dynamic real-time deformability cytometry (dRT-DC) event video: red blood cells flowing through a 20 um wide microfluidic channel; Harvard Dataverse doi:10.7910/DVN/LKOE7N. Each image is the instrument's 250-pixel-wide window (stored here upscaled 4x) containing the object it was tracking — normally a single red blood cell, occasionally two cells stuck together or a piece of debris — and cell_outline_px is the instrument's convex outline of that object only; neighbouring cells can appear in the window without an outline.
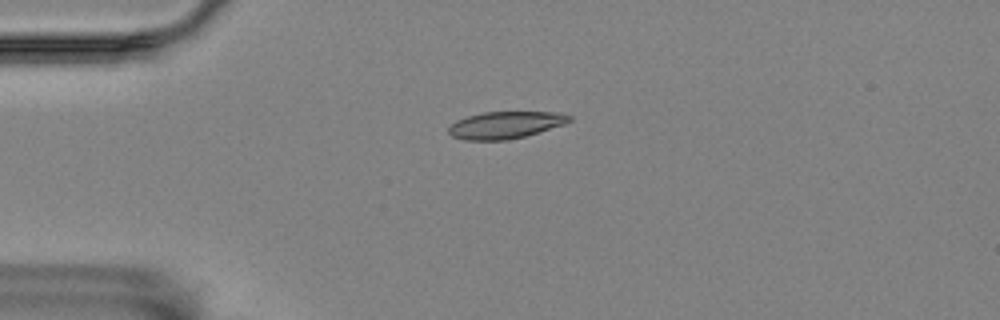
{"species": "Egyptian fruit bat (a non-hibernating species)", "species_latin": "Rousettus aegyptiacus", "temperature_condition": "room temperature", "stored_images_in_passage": 44, "camera_frame_rate_fps": 3000, "um_per_image_px": 0.085, "animal": {"sex": "female"}, "frame": {"image": 1, "passage_image": 1, "time_ms": 0.0, "image_size_px": [1000, 320], "cell_outline_px": [[572, 120], [564, 124], [524, 136], [508, 140], [464, 140], [452, 136], [448, 132], [448, 128], [456, 120], [468, 116], [484, 112], [556, 112], [572, 116]], "centroid_in_image_um": [42.94, 10.62], "position_along_channel_um": 42.1, "area_um2": 18.9}}
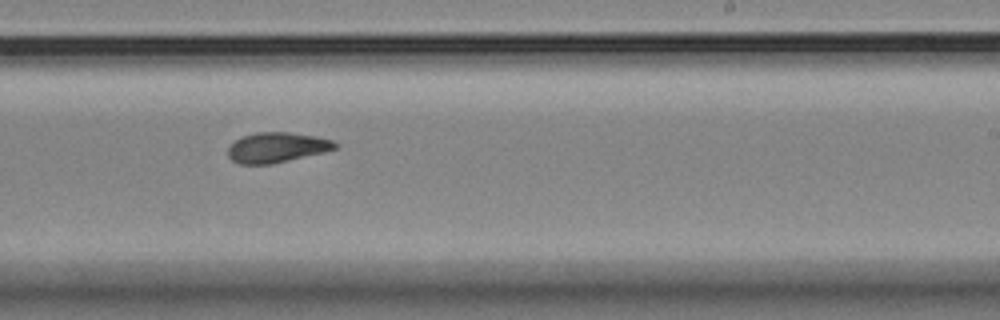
{"frame": {"image": 2, "passage_image": 22, "time_ms": 7.0, "image_size_px": [1000, 320], "cell_outline_px": [[340, 144], [336, 148], [272, 164], [240, 164], [232, 160], [228, 156], [228, 148], [240, 136], [256, 132], [288, 132], [316, 136], [332, 140]], "centroid_in_image_um": [23.5, 12.52], "position_along_channel_um": 265.5, "area_um2": 18.61}}
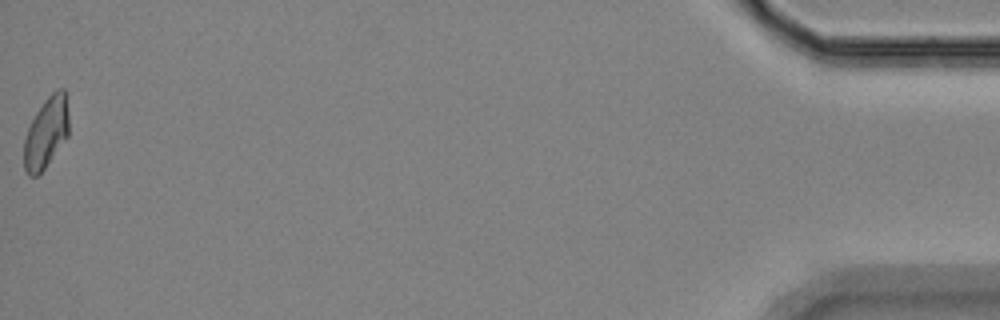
{"frame": {"image": 3, "passage_image": 44, "time_ms": 14.333, "image_size_px": [1000, 320], "cell_outline_px": [[68, 136], [44, 168], [36, 176], [28, 176], [24, 168], [24, 140], [28, 128], [36, 112], [44, 100], [56, 88], [64, 88], [68, 112]], "centroid_in_image_um": [3.92, 11.26], "position_along_channel_um": 431.3, "area_um2": 18.38}, "authors_computed_cell_mechanics": {"area_um2": 18.785, "velocity_mm_per_s": 3.5291, "shape_relaxation_time_tau1_ms": 5.3344, "shape_relaxation_time_tau2_ms": 2.3845, "deformation_change_tau1": 0.1628, "deformation_change_tau2": 0.0848}}